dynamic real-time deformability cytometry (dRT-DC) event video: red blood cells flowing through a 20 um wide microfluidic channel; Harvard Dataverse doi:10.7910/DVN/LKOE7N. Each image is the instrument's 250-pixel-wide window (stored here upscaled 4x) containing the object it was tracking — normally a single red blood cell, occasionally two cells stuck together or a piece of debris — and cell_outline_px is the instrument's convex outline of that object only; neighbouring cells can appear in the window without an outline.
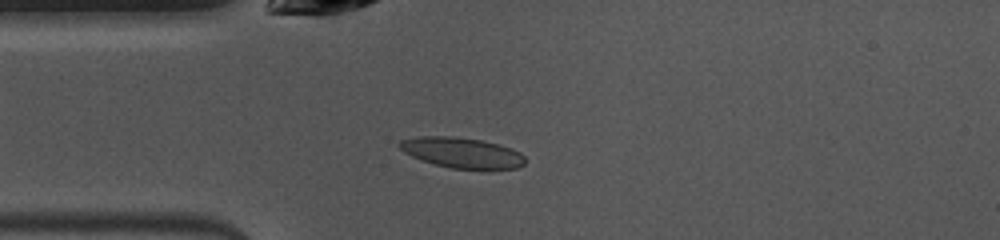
{"species": "common noctule bat (a hibernating species)", "species_latin": "Nyctalus noctula", "temperature_condition": "warm", "stored_images_in_passage": 47, "camera_frame_rate_fps": 3000, "um_per_image_px": 0.085, "animal": {"sex": "female", "body_mass_g": 10.0, "forearm_length_mm": 53.1}, "frame": {"image": 1, "passage_image": 10, "time_ms": 3.0, "image_size_px": [1000, 240], "cell_outline_px": [[524, 164], [516, 168], [452, 168], [436, 164], [412, 156], [404, 152], [396, 144], [400, 140], [416, 136], [452, 136], [480, 140], [512, 148], [520, 152], [524, 156]], "centroid_in_image_um": [39.22, 12.95], "position_along_channel_um": 45.8, "area_um2": 21.91}}
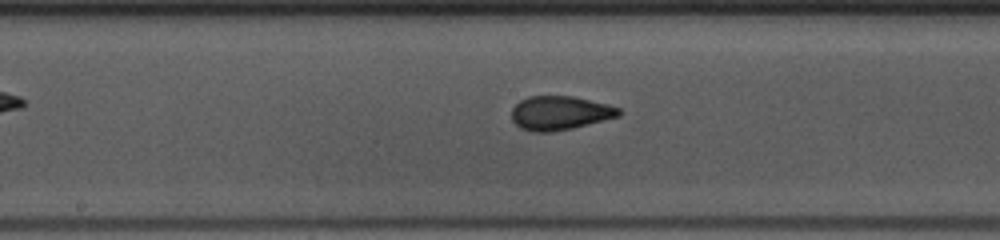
{"frame": {"image": 2, "passage_image": 22, "time_ms": 7.0, "image_size_px": [1000, 240], "cell_outline_px": [[620, 116], [572, 128], [552, 132], [532, 132], [520, 128], [512, 120], [512, 108], [520, 100], [528, 96], [572, 96], [620, 108]], "centroid_in_image_um": [47.54, 9.61], "position_along_channel_um": 200.7, "area_um2": 21.04}}
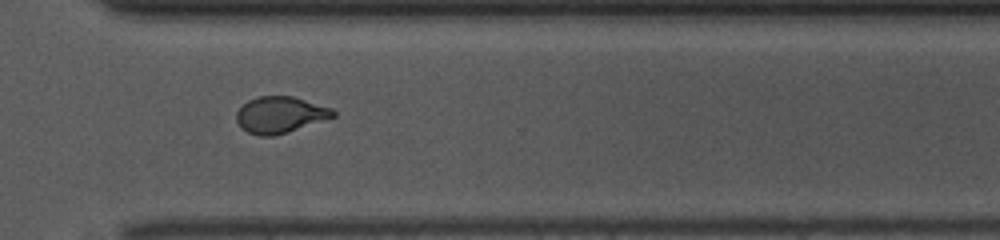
{"frame": {"image": 3, "passage_image": 33, "time_ms": 10.667, "image_size_px": [1000, 240], "cell_outline_px": [[336, 116], [288, 132], [272, 136], [260, 136], [248, 132], [236, 120], [236, 112], [248, 100], [256, 96], [292, 96], [332, 108], [336, 112]], "centroid_in_image_um": [23.82, 9.75], "position_along_channel_um": 346.8, "area_um2": 20.35}, "authors_computed_cell_mechanics": {"area_um2": 20.9814, "velocity_mm_per_s": 4.0034, "shape_relaxation_time_tau1_ms": 4.0014, "shape_relaxation_time_tau2_ms": 0.6832, "deformation_change_tau1": 0.1534, "deformation_change_tau2": 0.0621}}